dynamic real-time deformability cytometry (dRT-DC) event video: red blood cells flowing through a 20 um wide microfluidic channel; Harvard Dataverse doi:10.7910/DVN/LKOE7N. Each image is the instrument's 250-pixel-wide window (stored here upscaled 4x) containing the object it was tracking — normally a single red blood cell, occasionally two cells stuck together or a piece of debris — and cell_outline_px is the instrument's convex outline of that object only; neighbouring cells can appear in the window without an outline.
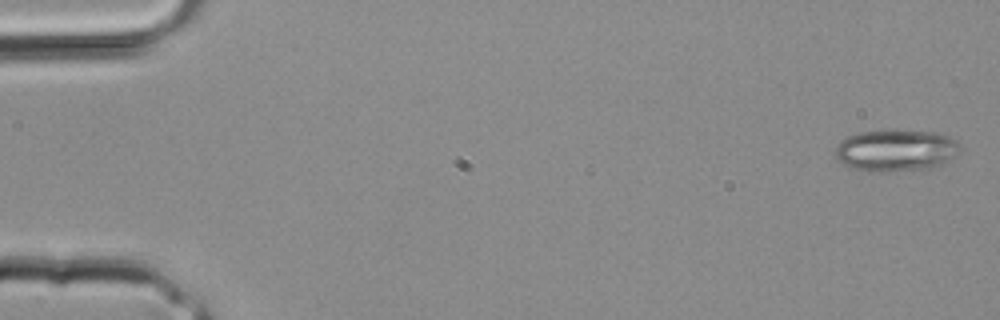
{"species": "common noctule bat (a hibernating species)", "species_latin": "Nyctalus noctula", "temperature_condition": "room temperature", "stored_images_in_passage": 4, "camera_frame_rate_fps": 3000, "um_per_image_px": 0.085, "animal": {"sex": "male", "body_mass_g": 20.4}, "frame": {"image": 1, "passage_image": 1, "time_ms": 0.0, "image_size_px": [1000, 320], "cell_outline_px": [[960, 148], [940, 168], [888, 172], [868, 172], [848, 168], [836, 156], [836, 144], [840, 140], [848, 136], [860, 132], [932, 132], [948, 136], [956, 140], [960, 144]], "centroid_in_image_um": [76.14, 12.84], "position_along_channel_um": 8.9, "area_um2": 30.23}}